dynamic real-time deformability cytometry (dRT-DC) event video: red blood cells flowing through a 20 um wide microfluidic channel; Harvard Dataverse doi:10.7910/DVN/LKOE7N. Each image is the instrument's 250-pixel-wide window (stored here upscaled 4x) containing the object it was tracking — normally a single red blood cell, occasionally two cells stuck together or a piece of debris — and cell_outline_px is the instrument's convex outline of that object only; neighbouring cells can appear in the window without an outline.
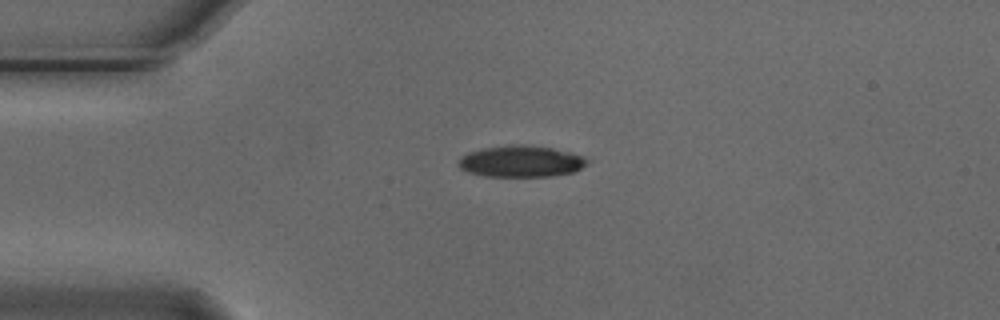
{"species": "Egyptian fruit bat (a non-hibernating species)", "species_latin": "Rousettus aegyptiacus", "temperature_condition": "cold", "stored_images_in_passage": 4, "camera_frame_rate_fps": 3000, "um_per_image_px": 0.085, "animal": {"sex": "male"}, "frame": {"image": 1, "passage_image": 1, "time_ms": 0.0, "image_size_px": [1000, 320], "cell_outline_px": [[588, 160], [580, 168], [572, 172], [552, 176], [484, 176], [468, 172], [460, 168], [456, 164], [460, 156], [468, 152], [484, 148], [520, 144], [524, 144], [552, 148], [568, 152], [580, 156]], "centroid_in_image_um": [44.2, 13.72], "position_along_channel_um": 40.8, "area_um2": 23.29}}